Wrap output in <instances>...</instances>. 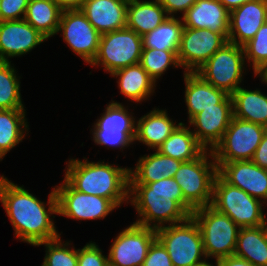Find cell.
<instances>
[{"mask_svg": "<svg viewBox=\"0 0 267 266\" xmlns=\"http://www.w3.org/2000/svg\"><path fill=\"white\" fill-rule=\"evenodd\" d=\"M0 200L17 238L36 246L60 237L50 218V215L58 214L55 190L49 195V208L46 210L44 203L23 187L0 176Z\"/></svg>", "mask_w": 267, "mask_h": 266, "instance_id": "cell-1", "label": "cell"}, {"mask_svg": "<svg viewBox=\"0 0 267 266\" xmlns=\"http://www.w3.org/2000/svg\"><path fill=\"white\" fill-rule=\"evenodd\" d=\"M129 194L133 195L131 204L142 217L134 223L143 227L157 230L165 222L178 224L186 221L194 211L184 201L180 186L174 178L148 184H129ZM152 221L159 224L154 223L152 226Z\"/></svg>", "mask_w": 267, "mask_h": 266, "instance_id": "cell-2", "label": "cell"}, {"mask_svg": "<svg viewBox=\"0 0 267 266\" xmlns=\"http://www.w3.org/2000/svg\"><path fill=\"white\" fill-rule=\"evenodd\" d=\"M65 180L77 191L111 200L117 207L129 200L130 169L114 167L103 162L71 159Z\"/></svg>", "mask_w": 267, "mask_h": 266, "instance_id": "cell-3", "label": "cell"}, {"mask_svg": "<svg viewBox=\"0 0 267 266\" xmlns=\"http://www.w3.org/2000/svg\"><path fill=\"white\" fill-rule=\"evenodd\" d=\"M191 217L200 229L206 258L234 255L240 227L231 218L211 205L194 210Z\"/></svg>", "mask_w": 267, "mask_h": 266, "instance_id": "cell-4", "label": "cell"}, {"mask_svg": "<svg viewBox=\"0 0 267 266\" xmlns=\"http://www.w3.org/2000/svg\"><path fill=\"white\" fill-rule=\"evenodd\" d=\"M180 224V225H179ZM156 238L166 248L173 266H206L200 229L190 216L186 221L162 226L156 230Z\"/></svg>", "mask_w": 267, "mask_h": 266, "instance_id": "cell-5", "label": "cell"}, {"mask_svg": "<svg viewBox=\"0 0 267 266\" xmlns=\"http://www.w3.org/2000/svg\"><path fill=\"white\" fill-rule=\"evenodd\" d=\"M260 202L261 199L259 201L216 175L211 206L231 218L240 228L264 225L265 217Z\"/></svg>", "mask_w": 267, "mask_h": 266, "instance_id": "cell-6", "label": "cell"}, {"mask_svg": "<svg viewBox=\"0 0 267 266\" xmlns=\"http://www.w3.org/2000/svg\"><path fill=\"white\" fill-rule=\"evenodd\" d=\"M206 152L194 160L182 162L173 177L180 186L184 201L193 210L209 206L213 200L217 164L215 161L208 163Z\"/></svg>", "mask_w": 267, "mask_h": 266, "instance_id": "cell-7", "label": "cell"}, {"mask_svg": "<svg viewBox=\"0 0 267 266\" xmlns=\"http://www.w3.org/2000/svg\"><path fill=\"white\" fill-rule=\"evenodd\" d=\"M267 128L232 117L221 141L210 151L216 163L252 160Z\"/></svg>", "mask_w": 267, "mask_h": 266, "instance_id": "cell-8", "label": "cell"}, {"mask_svg": "<svg viewBox=\"0 0 267 266\" xmlns=\"http://www.w3.org/2000/svg\"><path fill=\"white\" fill-rule=\"evenodd\" d=\"M143 44L142 36L134 30L123 28L101 34L94 65H103L110 74L115 71L140 63ZM101 63V64H100Z\"/></svg>", "mask_w": 267, "mask_h": 266, "instance_id": "cell-9", "label": "cell"}, {"mask_svg": "<svg viewBox=\"0 0 267 266\" xmlns=\"http://www.w3.org/2000/svg\"><path fill=\"white\" fill-rule=\"evenodd\" d=\"M244 48L230 42L215 52L197 71L215 88L232 95L240 86L243 73Z\"/></svg>", "mask_w": 267, "mask_h": 266, "instance_id": "cell-10", "label": "cell"}, {"mask_svg": "<svg viewBox=\"0 0 267 266\" xmlns=\"http://www.w3.org/2000/svg\"><path fill=\"white\" fill-rule=\"evenodd\" d=\"M226 43L228 36L225 33L184 27L177 53L178 62L186 69L184 72H196Z\"/></svg>", "mask_w": 267, "mask_h": 266, "instance_id": "cell-11", "label": "cell"}, {"mask_svg": "<svg viewBox=\"0 0 267 266\" xmlns=\"http://www.w3.org/2000/svg\"><path fill=\"white\" fill-rule=\"evenodd\" d=\"M57 213L73 219L105 218L117 206L109 199L75 190L65 179L55 189Z\"/></svg>", "mask_w": 267, "mask_h": 266, "instance_id": "cell-12", "label": "cell"}, {"mask_svg": "<svg viewBox=\"0 0 267 266\" xmlns=\"http://www.w3.org/2000/svg\"><path fill=\"white\" fill-rule=\"evenodd\" d=\"M156 230L133 223L120 232L108 255L109 266H142Z\"/></svg>", "mask_w": 267, "mask_h": 266, "instance_id": "cell-13", "label": "cell"}, {"mask_svg": "<svg viewBox=\"0 0 267 266\" xmlns=\"http://www.w3.org/2000/svg\"><path fill=\"white\" fill-rule=\"evenodd\" d=\"M62 31L65 42L84 61L91 64L98 52L101 34L81 10L62 11L57 33Z\"/></svg>", "mask_w": 267, "mask_h": 266, "instance_id": "cell-14", "label": "cell"}, {"mask_svg": "<svg viewBox=\"0 0 267 266\" xmlns=\"http://www.w3.org/2000/svg\"><path fill=\"white\" fill-rule=\"evenodd\" d=\"M135 121L120 103L112 101L94 127L95 143L106 146H129L135 139Z\"/></svg>", "mask_w": 267, "mask_h": 266, "instance_id": "cell-15", "label": "cell"}, {"mask_svg": "<svg viewBox=\"0 0 267 266\" xmlns=\"http://www.w3.org/2000/svg\"><path fill=\"white\" fill-rule=\"evenodd\" d=\"M217 174L228 184L238 187L256 199L267 201V170L252 160L216 163Z\"/></svg>", "mask_w": 267, "mask_h": 266, "instance_id": "cell-16", "label": "cell"}, {"mask_svg": "<svg viewBox=\"0 0 267 266\" xmlns=\"http://www.w3.org/2000/svg\"><path fill=\"white\" fill-rule=\"evenodd\" d=\"M233 117L232 98L229 95L221 104L204 109L196 114L189 123L197 129L192 132L197 141L207 150H210L221 141Z\"/></svg>", "mask_w": 267, "mask_h": 266, "instance_id": "cell-17", "label": "cell"}, {"mask_svg": "<svg viewBox=\"0 0 267 266\" xmlns=\"http://www.w3.org/2000/svg\"><path fill=\"white\" fill-rule=\"evenodd\" d=\"M46 39L25 19L0 21V61L26 54Z\"/></svg>", "mask_w": 267, "mask_h": 266, "instance_id": "cell-18", "label": "cell"}, {"mask_svg": "<svg viewBox=\"0 0 267 266\" xmlns=\"http://www.w3.org/2000/svg\"><path fill=\"white\" fill-rule=\"evenodd\" d=\"M266 21L267 0L248 1L230 12L228 42L243 47Z\"/></svg>", "mask_w": 267, "mask_h": 266, "instance_id": "cell-19", "label": "cell"}, {"mask_svg": "<svg viewBox=\"0 0 267 266\" xmlns=\"http://www.w3.org/2000/svg\"><path fill=\"white\" fill-rule=\"evenodd\" d=\"M129 0H85L80 9L100 33L126 28Z\"/></svg>", "mask_w": 267, "mask_h": 266, "instance_id": "cell-20", "label": "cell"}, {"mask_svg": "<svg viewBox=\"0 0 267 266\" xmlns=\"http://www.w3.org/2000/svg\"><path fill=\"white\" fill-rule=\"evenodd\" d=\"M230 12L218 0H197L183 15L184 27L229 35Z\"/></svg>", "mask_w": 267, "mask_h": 266, "instance_id": "cell-21", "label": "cell"}, {"mask_svg": "<svg viewBox=\"0 0 267 266\" xmlns=\"http://www.w3.org/2000/svg\"><path fill=\"white\" fill-rule=\"evenodd\" d=\"M186 83L185 101L188 107L189 121L198 113L209 107L221 104L229 95L215 88L196 72L184 73Z\"/></svg>", "mask_w": 267, "mask_h": 266, "instance_id": "cell-22", "label": "cell"}, {"mask_svg": "<svg viewBox=\"0 0 267 266\" xmlns=\"http://www.w3.org/2000/svg\"><path fill=\"white\" fill-rule=\"evenodd\" d=\"M156 152L141 157L135 171H129V184H148L164 178H173L182 161Z\"/></svg>", "mask_w": 267, "mask_h": 266, "instance_id": "cell-23", "label": "cell"}, {"mask_svg": "<svg viewBox=\"0 0 267 266\" xmlns=\"http://www.w3.org/2000/svg\"><path fill=\"white\" fill-rule=\"evenodd\" d=\"M177 126L169 119L166 111L154 109L137 122L134 140L142 141L148 147L157 149Z\"/></svg>", "mask_w": 267, "mask_h": 266, "instance_id": "cell-24", "label": "cell"}, {"mask_svg": "<svg viewBox=\"0 0 267 266\" xmlns=\"http://www.w3.org/2000/svg\"><path fill=\"white\" fill-rule=\"evenodd\" d=\"M164 13L166 14V11L159 0H129L126 27L143 36L159 26L168 17Z\"/></svg>", "mask_w": 267, "mask_h": 266, "instance_id": "cell-25", "label": "cell"}, {"mask_svg": "<svg viewBox=\"0 0 267 266\" xmlns=\"http://www.w3.org/2000/svg\"><path fill=\"white\" fill-rule=\"evenodd\" d=\"M233 116L267 128V96L239 87L232 95Z\"/></svg>", "mask_w": 267, "mask_h": 266, "instance_id": "cell-26", "label": "cell"}, {"mask_svg": "<svg viewBox=\"0 0 267 266\" xmlns=\"http://www.w3.org/2000/svg\"><path fill=\"white\" fill-rule=\"evenodd\" d=\"M180 122L171 135L157 148L163 155L182 162L198 158L206 149L197 141L195 135Z\"/></svg>", "mask_w": 267, "mask_h": 266, "instance_id": "cell-27", "label": "cell"}, {"mask_svg": "<svg viewBox=\"0 0 267 266\" xmlns=\"http://www.w3.org/2000/svg\"><path fill=\"white\" fill-rule=\"evenodd\" d=\"M234 255L254 266H267V233L264 226L240 228Z\"/></svg>", "mask_w": 267, "mask_h": 266, "instance_id": "cell-28", "label": "cell"}, {"mask_svg": "<svg viewBox=\"0 0 267 266\" xmlns=\"http://www.w3.org/2000/svg\"><path fill=\"white\" fill-rule=\"evenodd\" d=\"M112 76H119L120 93L129 99L140 102L154 91L155 81L142 68L140 63L115 71Z\"/></svg>", "mask_w": 267, "mask_h": 266, "instance_id": "cell-29", "label": "cell"}, {"mask_svg": "<svg viewBox=\"0 0 267 266\" xmlns=\"http://www.w3.org/2000/svg\"><path fill=\"white\" fill-rule=\"evenodd\" d=\"M61 13L54 0H29L24 19L48 39L57 34Z\"/></svg>", "mask_w": 267, "mask_h": 266, "instance_id": "cell-30", "label": "cell"}, {"mask_svg": "<svg viewBox=\"0 0 267 266\" xmlns=\"http://www.w3.org/2000/svg\"><path fill=\"white\" fill-rule=\"evenodd\" d=\"M183 28L182 21L168 16L159 26L142 36L143 49L172 51L177 56Z\"/></svg>", "mask_w": 267, "mask_h": 266, "instance_id": "cell-31", "label": "cell"}, {"mask_svg": "<svg viewBox=\"0 0 267 266\" xmlns=\"http://www.w3.org/2000/svg\"><path fill=\"white\" fill-rule=\"evenodd\" d=\"M25 121L24 109L0 110V160L23 140L22 129L28 128Z\"/></svg>", "mask_w": 267, "mask_h": 266, "instance_id": "cell-32", "label": "cell"}, {"mask_svg": "<svg viewBox=\"0 0 267 266\" xmlns=\"http://www.w3.org/2000/svg\"><path fill=\"white\" fill-rule=\"evenodd\" d=\"M15 71L9 61H0V110L24 109Z\"/></svg>", "mask_w": 267, "mask_h": 266, "instance_id": "cell-33", "label": "cell"}, {"mask_svg": "<svg viewBox=\"0 0 267 266\" xmlns=\"http://www.w3.org/2000/svg\"><path fill=\"white\" fill-rule=\"evenodd\" d=\"M140 64L155 82L169 65L180 66L177 56L172 51L158 49H142Z\"/></svg>", "mask_w": 267, "mask_h": 266, "instance_id": "cell-34", "label": "cell"}, {"mask_svg": "<svg viewBox=\"0 0 267 266\" xmlns=\"http://www.w3.org/2000/svg\"><path fill=\"white\" fill-rule=\"evenodd\" d=\"M243 48L245 58L253 63L254 74L258 75L267 66V21Z\"/></svg>", "mask_w": 267, "mask_h": 266, "instance_id": "cell-35", "label": "cell"}, {"mask_svg": "<svg viewBox=\"0 0 267 266\" xmlns=\"http://www.w3.org/2000/svg\"><path fill=\"white\" fill-rule=\"evenodd\" d=\"M43 244L47 247V253L42 266H78V250L66 248L69 243L63 245L60 237L36 246Z\"/></svg>", "mask_w": 267, "mask_h": 266, "instance_id": "cell-36", "label": "cell"}, {"mask_svg": "<svg viewBox=\"0 0 267 266\" xmlns=\"http://www.w3.org/2000/svg\"><path fill=\"white\" fill-rule=\"evenodd\" d=\"M78 266H109V261L95 243H89L78 249Z\"/></svg>", "mask_w": 267, "mask_h": 266, "instance_id": "cell-37", "label": "cell"}, {"mask_svg": "<svg viewBox=\"0 0 267 266\" xmlns=\"http://www.w3.org/2000/svg\"><path fill=\"white\" fill-rule=\"evenodd\" d=\"M29 0H0V21L24 19ZM20 15H24L20 18Z\"/></svg>", "mask_w": 267, "mask_h": 266, "instance_id": "cell-38", "label": "cell"}, {"mask_svg": "<svg viewBox=\"0 0 267 266\" xmlns=\"http://www.w3.org/2000/svg\"><path fill=\"white\" fill-rule=\"evenodd\" d=\"M142 266H173L166 248L157 238L150 245Z\"/></svg>", "mask_w": 267, "mask_h": 266, "instance_id": "cell-39", "label": "cell"}, {"mask_svg": "<svg viewBox=\"0 0 267 266\" xmlns=\"http://www.w3.org/2000/svg\"><path fill=\"white\" fill-rule=\"evenodd\" d=\"M197 0H159L160 4L164 7L166 11V15H170V17H174L173 13H177V11H183V15L185 12L196 2ZM173 14V15H172Z\"/></svg>", "mask_w": 267, "mask_h": 266, "instance_id": "cell-40", "label": "cell"}, {"mask_svg": "<svg viewBox=\"0 0 267 266\" xmlns=\"http://www.w3.org/2000/svg\"><path fill=\"white\" fill-rule=\"evenodd\" d=\"M252 161L259 167L267 170V130L255 151Z\"/></svg>", "mask_w": 267, "mask_h": 266, "instance_id": "cell-41", "label": "cell"}, {"mask_svg": "<svg viewBox=\"0 0 267 266\" xmlns=\"http://www.w3.org/2000/svg\"><path fill=\"white\" fill-rule=\"evenodd\" d=\"M215 266H254V265H252L245 259L232 255L216 260Z\"/></svg>", "mask_w": 267, "mask_h": 266, "instance_id": "cell-42", "label": "cell"}, {"mask_svg": "<svg viewBox=\"0 0 267 266\" xmlns=\"http://www.w3.org/2000/svg\"><path fill=\"white\" fill-rule=\"evenodd\" d=\"M62 11L80 10L85 0H54Z\"/></svg>", "mask_w": 267, "mask_h": 266, "instance_id": "cell-43", "label": "cell"}, {"mask_svg": "<svg viewBox=\"0 0 267 266\" xmlns=\"http://www.w3.org/2000/svg\"><path fill=\"white\" fill-rule=\"evenodd\" d=\"M229 12L251 0H218Z\"/></svg>", "mask_w": 267, "mask_h": 266, "instance_id": "cell-44", "label": "cell"}, {"mask_svg": "<svg viewBox=\"0 0 267 266\" xmlns=\"http://www.w3.org/2000/svg\"><path fill=\"white\" fill-rule=\"evenodd\" d=\"M262 81L267 83V66L259 73Z\"/></svg>", "mask_w": 267, "mask_h": 266, "instance_id": "cell-45", "label": "cell"}, {"mask_svg": "<svg viewBox=\"0 0 267 266\" xmlns=\"http://www.w3.org/2000/svg\"><path fill=\"white\" fill-rule=\"evenodd\" d=\"M266 224H267V222H266V219H265V222H264V225L263 226H264V228L266 230V233H267V225Z\"/></svg>", "mask_w": 267, "mask_h": 266, "instance_id": "cell-46", "label": "cell"}]
</instances>
